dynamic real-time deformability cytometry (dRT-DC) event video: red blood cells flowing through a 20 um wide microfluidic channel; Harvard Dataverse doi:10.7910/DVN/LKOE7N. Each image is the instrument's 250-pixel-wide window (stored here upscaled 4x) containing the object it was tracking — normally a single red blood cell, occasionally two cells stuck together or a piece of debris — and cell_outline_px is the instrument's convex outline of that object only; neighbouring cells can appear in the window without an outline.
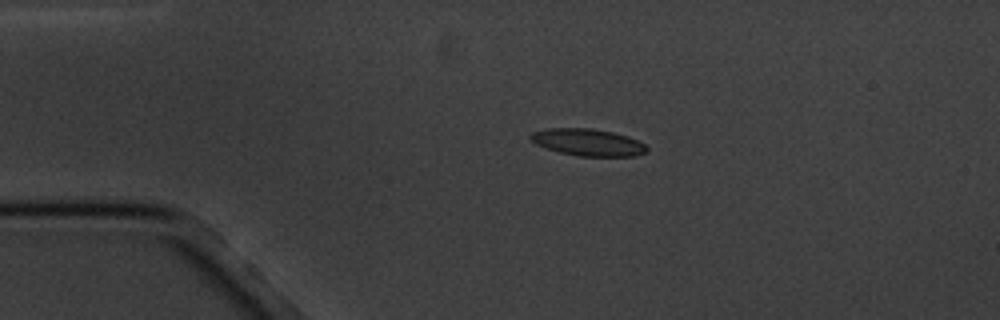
{"species": "common noctule bat (a hibernating species)", "species_latin": "Nyctalus noctula", "temperature_condition": "cold", "stored_images_in_passage": 4, "camera_frame_rate_fps": 3000, "um_per_image_px": 0.085, "animal": {"sex": "male", "body_mass_g": 20.1, "forearm_length_mm": 53.5}, "frame": {"image": 1, "passage_image": 3, "time_ms": 3.333, "image_size_px": [1000, 320], "cell_outline_px": [[648, 152], [636, 156], [580, 156], [560, 152], [544, 148], [536, 144], [528, 136], [532, 132], [548, 128], [592, 128], [612, 132], [628, 136], [644, 144], [648, 148]], "centroid_in_image_um": [49.97, 12.1], "position_along_channel_um": 35.0, "area_um2": 18.32}}